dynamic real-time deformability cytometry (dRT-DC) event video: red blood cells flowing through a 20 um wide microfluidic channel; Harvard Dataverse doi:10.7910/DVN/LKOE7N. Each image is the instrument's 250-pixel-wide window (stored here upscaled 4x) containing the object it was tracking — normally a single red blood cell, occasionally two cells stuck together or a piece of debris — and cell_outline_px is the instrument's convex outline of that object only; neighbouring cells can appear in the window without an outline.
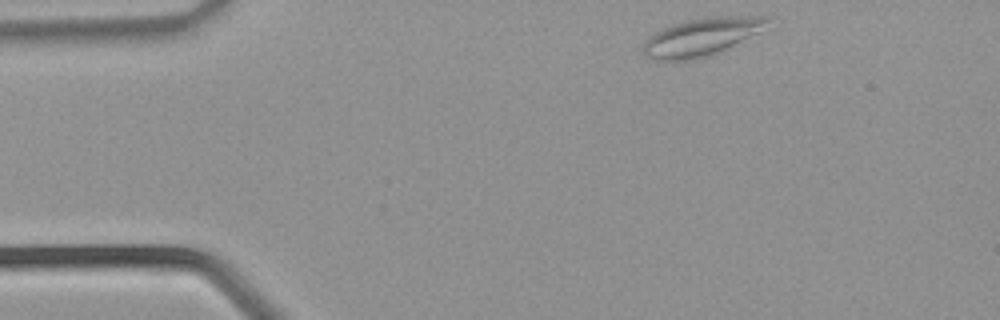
{"species": "common noctule bat (a hibernating species)", "species_latin": "Nyctalus noctula", "temperature_condition": "warm", "stored_images_in_passage": 30, "camera_frame_rate_fps": 3000, "um_per_image_px": 0.085, "animal": {"sex": "male", "body_mass_g": 21.5, "forearm_length_mm": 52.0}, "frame": {"image": 1, "passage_image": 1, "time_ms": 0.0, "image_size_px": [1000, 320], "cell_outline_px": [[768, 20], [760, 32], [708, 56], [692, 60], [652, 60], [640, 48], [644, 40], [648, 36], [672, 24], [684, 20], [704, 16], [768, 16]], "centroid_in_image_um": [59.56, 3.12], "position_along_channel_um": 25.4, "area_um2": 27.28}}
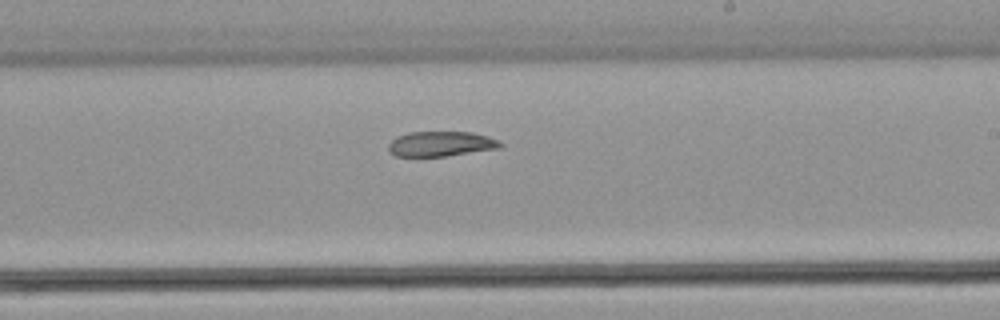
{"frame": {"image": 2, "passage_image": 16, "time_ms": 5.0, "image_size_px": [1000, 320], "cell_outline_px": [[504, 144], [500, 148], [448, 156], [396, 156], [388, 152], [388, 144], [396, 136], [408, 132], [472, 132], [488, 136], [500, 140]], "centroid_in_image_um": [37.49, 12.23], "position_along_channel_um": 251.5, "area_um2": 16.53}}
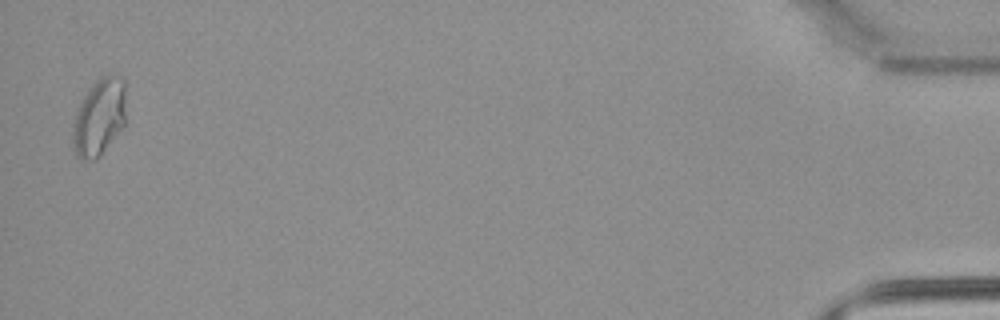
{"frame": {"image": 3, "passage_image": 30, "time_ms": 9.667, "image_size_px": [1000, 320], "cell_outline_px": [[124, 124], [96, 160], [84, 160], [76, 156], [72, 144], [72, 132], [76, 112], [88, 88], [104, 72], [108, 72], [124, 76]], "centroid_in_image_um": [8.41, 9.9], "position_along_channel_um": 426.8, "area_um2": 23.99}}